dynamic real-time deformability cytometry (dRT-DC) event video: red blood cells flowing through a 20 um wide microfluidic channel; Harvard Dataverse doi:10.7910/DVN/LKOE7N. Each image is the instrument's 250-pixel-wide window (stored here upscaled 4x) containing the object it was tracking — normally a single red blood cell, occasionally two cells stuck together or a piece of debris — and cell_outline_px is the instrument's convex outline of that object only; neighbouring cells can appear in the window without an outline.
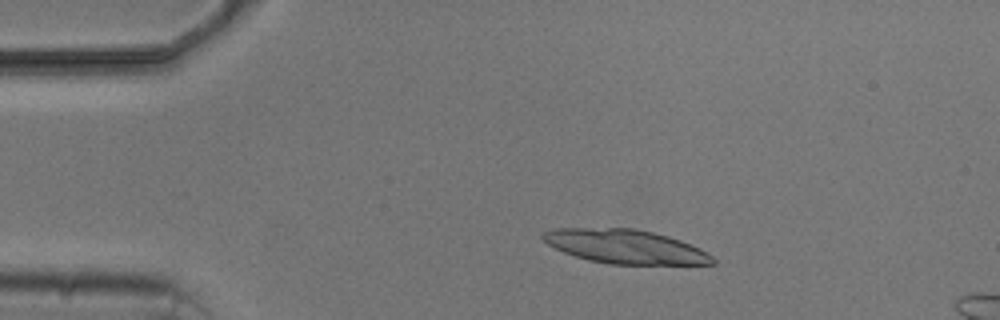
{"species": "common noctule bat (a hibernating species)", "species_latin": "Nyctalus noctula", "temperature_condition": "cold", "stored_images_in_passage": 5, "camera_frame_rate_fps": 3000, "um_per_image_px": 0.085, "animal": {"sex": "male", "body_mass_g": 20.5, "forearm_length_mm": 52.5}, "frame": {"image": 1, "passage_image": 3, "time_ms": 2.333, "image_size_px": [1000, 320], "cell_outline_px": [[716, 264], [612, 264], [588, 260], [564, 252], [548, 244], [540, 236], [544, 232], [552, 228], [636, 228], [668, 236], [680, 240], [700, 248], [712, 256], [716, 260]], "centroid_in_image_um": [53.15, 20.95], "position_along_channel_um": 31.8, "area_um2": 33.47}}